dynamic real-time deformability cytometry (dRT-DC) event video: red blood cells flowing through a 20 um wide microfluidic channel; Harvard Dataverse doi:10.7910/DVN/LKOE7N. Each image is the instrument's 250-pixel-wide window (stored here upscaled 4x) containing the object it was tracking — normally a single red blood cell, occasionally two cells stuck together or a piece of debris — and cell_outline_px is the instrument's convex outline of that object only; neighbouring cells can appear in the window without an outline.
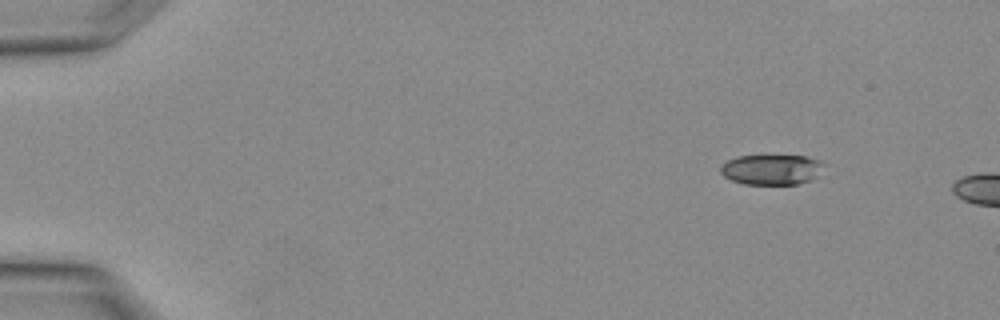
{"species": "Egyptian fruit bat (a non-hibernating species)", "species_latin": "Rousettus aegyptiacus", "temperature_condition": "warm", "stored_images_in_passage": 2, "camera_frame_rate_fps": 3000, "um_per_image_px": 0.085, "animal": {"sex": "female"}, "frame": {"image": 1, "passage_image": 1, "time_ms": 0.0, "image_size_px": [1000, 320], "cell_outline_px": [[828, 164], [812, 180], [796, 184], [744, 184], [732, 180], [724, 176], [720, 172], [720, 164], [736, 156], [764, 152], [804, 156], [820, 160]], "centroid_in_image_um": [65.59, 14.34], "position_along_channel_um": 19.4, "area_um2": 19.36}}